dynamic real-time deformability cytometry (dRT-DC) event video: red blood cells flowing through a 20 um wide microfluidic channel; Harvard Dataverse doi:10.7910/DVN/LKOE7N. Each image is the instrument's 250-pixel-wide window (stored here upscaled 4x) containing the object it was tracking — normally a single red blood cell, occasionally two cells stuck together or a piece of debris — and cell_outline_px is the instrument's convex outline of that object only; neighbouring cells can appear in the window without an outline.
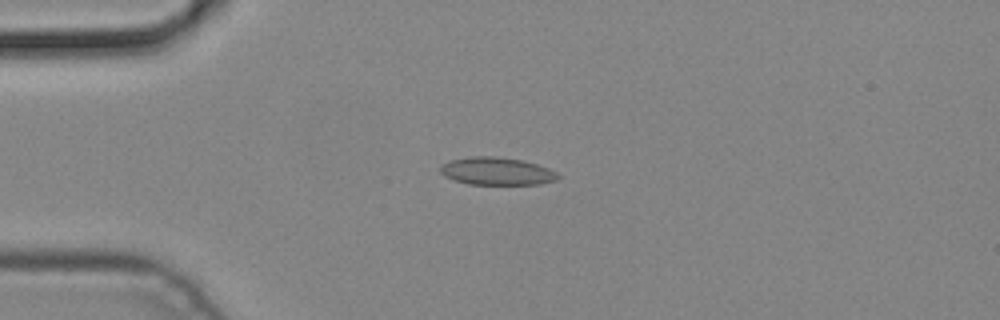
{"species": "common noctule bat (a hibernating species)", "species_latin": "Nyctalus noctula", "temperature_condition": "cold", "stored_images_in_passage": 3, "camera_frame_rate_fps": 3000, "um_per_image_px": 0.085, "animal": {"sex": "male", "body_mass_g": 19.2, "forearm_length_mm": 51.8}, "frame": {"image": 1, "passage_image": 3, "time_ms": 0.667, "image_size_px": [1000, 320], "cell_outline_px": [[560, 176], [556, 180], [540, 184], [468, 184], [444, 176], [440, 172], [440, 164], [448, 160], [472, 156], [496, 156], [524, 160], [548, 168], [556, 172]], "centroid_in_image_um": [42.2, 14.54], "position_along_channel_um": 42.8, "area_um2": 19.07}}